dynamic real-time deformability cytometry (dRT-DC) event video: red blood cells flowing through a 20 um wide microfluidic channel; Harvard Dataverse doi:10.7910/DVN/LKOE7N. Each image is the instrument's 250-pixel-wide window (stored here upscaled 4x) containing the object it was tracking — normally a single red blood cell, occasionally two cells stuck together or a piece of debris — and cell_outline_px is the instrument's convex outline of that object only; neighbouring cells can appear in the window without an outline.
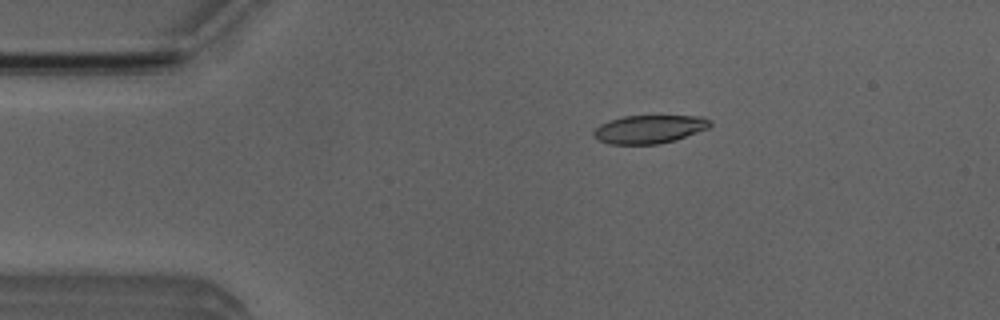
{"species": "Egyptian fruit bat (a non-hibernating species)", "species_latin": "Rousettus aegyptiacus", "temperature_condition": "room temperature", "stored_images_in_passage": 18, "camera_frame_rate_fps": 3000, "um_per_image_px": 0.085, "animal": {"sex": "male"}, "frame": {"image": 1, "passage_image": 10, "time_ms": 3.0, "image_size_px": [1000, 320], "cell_outline_px": [[712, 124], [708, 128], [660, 144], [608, 144], [592, 136], [592, 132], [600, 124], [608, 120], [624, 116], [704, 116], [712, 120]], "centroid_in_image_um": [55.16, 10.97], "position_along_channel_um": 29.8, "area_um2": 19.13}}